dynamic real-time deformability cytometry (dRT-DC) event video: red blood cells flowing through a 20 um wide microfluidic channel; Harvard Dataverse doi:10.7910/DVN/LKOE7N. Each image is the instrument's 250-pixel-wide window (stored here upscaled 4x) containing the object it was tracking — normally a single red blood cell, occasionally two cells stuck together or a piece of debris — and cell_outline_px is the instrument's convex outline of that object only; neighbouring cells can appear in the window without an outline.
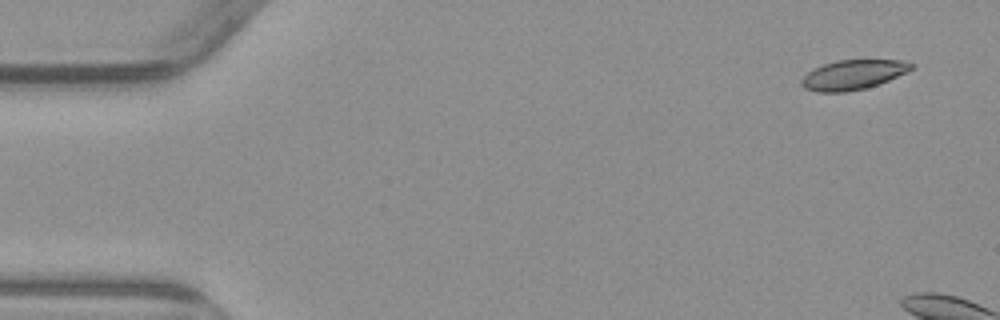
{"species": "common noctule bat (a hibernating species)", "species_latin": "Nyctalus noctula", "temperature_condition": "warm", "stored_images_in_passage": 3, "camera_frame_rate_fps": 3000, "um_per_image_px": 0.085, "animal": {"sex": "male", "body_mass_g": 23.1, "forearm_length_mm": 52.7}, "frame": {"image": 1, "passage_image": 1, "time_ms": 0.0, "image_size_px": [1000, 320], "cell_outline_px": [[916, 64], [908, 72], [888, 80], [864, 88], [844, 92], [816, 92], [804, 88], [800, 84], [800, 80], [808, 72], [824, 64], [836, 60], [900, 60]], "centroid_in_image_um": [72.5, 6.35], "position_along_channel_um": 12.5, "area_um2": 18.84}}